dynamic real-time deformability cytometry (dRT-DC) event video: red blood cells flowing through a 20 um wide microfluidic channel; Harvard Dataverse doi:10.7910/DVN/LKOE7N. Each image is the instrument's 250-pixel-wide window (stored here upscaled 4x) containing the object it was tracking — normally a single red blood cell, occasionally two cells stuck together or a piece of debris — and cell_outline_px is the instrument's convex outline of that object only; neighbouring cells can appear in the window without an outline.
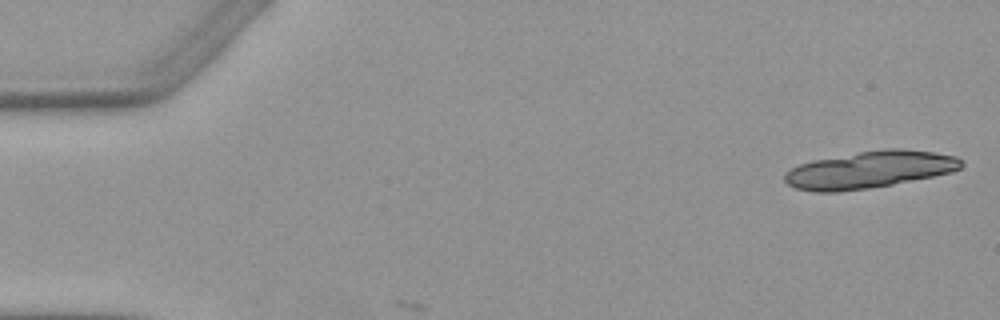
{"species": "Egyptian fruit bat (a non-hibernating species)", "species_latin": "Rousettus aegyptiacus", "temperature_condition": "warm", "stored_images_in_passage": 4, "camera_frame_rate_fps": 3000, "um_per_image_px": 0.085, "animal": {"sex": "female"}, "frame": {"image": 1, "passage_image": 4, "time_ms": 6.667, "image_size_px": [1000, 320], "cell_outline_px": [[964, 164], [960, 168], [952, 172], [892, 184], [868, 188], [836, 192], [816, 192], [796, 188], [788, 184], [784, 180], [784, 172], [800, 164], [812, 160], [884, 148], [900, 148], [936, 152], [956, 156], [964, 160]], "centroid_in_image_um": [73.93, 14.41], "position_along_channel_um": 11.1, "area_um2": 38.09}}